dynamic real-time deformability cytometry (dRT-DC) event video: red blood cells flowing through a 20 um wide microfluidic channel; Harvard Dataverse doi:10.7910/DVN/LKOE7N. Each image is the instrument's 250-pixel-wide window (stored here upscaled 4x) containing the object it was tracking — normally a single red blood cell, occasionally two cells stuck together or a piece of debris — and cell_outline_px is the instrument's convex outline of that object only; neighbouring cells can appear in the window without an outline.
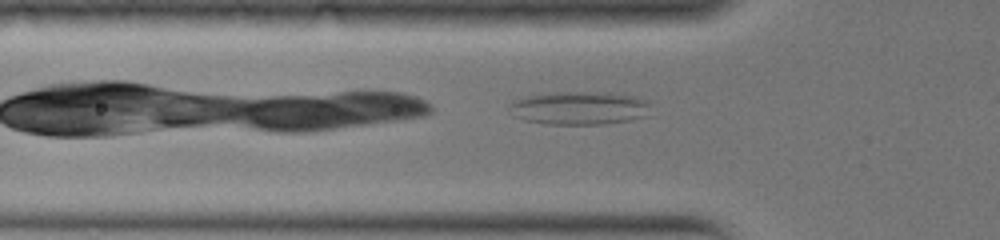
{"species": "common noctule bat (a hibernating species)", "species_latin": "Nyctalus noctula", "temperature_condition": "warm", "stored_images_in_passage": 18, "camera_frame_rate_fps": 3000, "um_per_image_px": 0.085, "animal": {"sex": "female", "body_mass_g": 19.0, "forearm_length_mm": 51.5}, "frame": {"image": 1, "passage_image": 2, "time_ms": 0.333, "image_size_px": [1000, 240], "cell_outline_px": [[648, 104], [644, 116], [632, 120], [604, 124], [548, 124], [524, 120], [512, 116], [508, 104], [512, 100], [544, 92], [608, 92], [636, 96], [648, 100]], "centroid_in_image_um": [49.18, 9.17], "position_along_channel_um": 76.6, "area_um2": 27.63}}
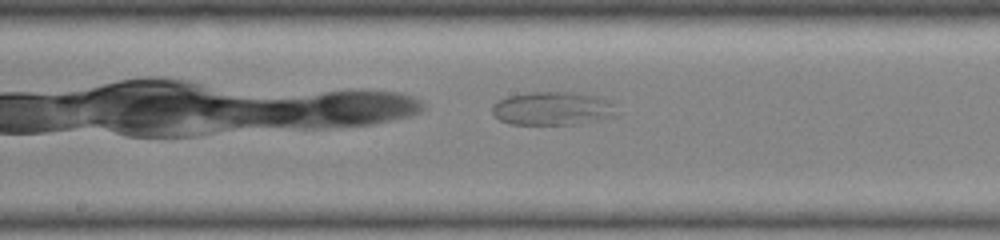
{"frame": {"image": 2, "passage_image": 9, "time_ms": 2.667, "image_size_px": [1000, 240], "cell_outline_px": [[620, 116], [580, 124], [508, 124], [500, 120], [492, 112], [492, 104], [508, 96], [528, 92], [576, 92], [596, 96], [608, 100], [616, 104]], "centroid_in_image_um": [47.06, 9.23], "position_along_channel_um": 201.1, "area_um2": 24.74}}
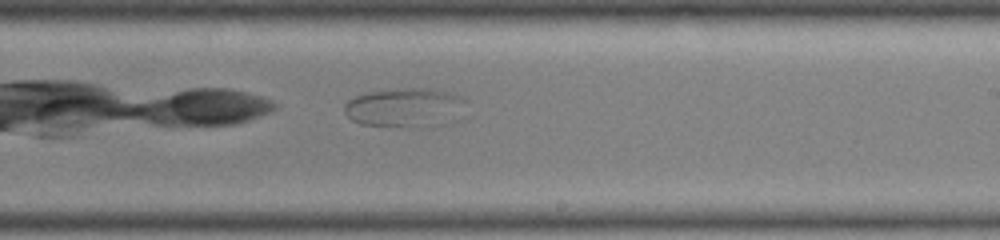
{"frame": {"image": 3, "passage_image": 12, "time_ms": 3.667, "image_size_px": [1000, 240], "cell_outline_px": [[464, 100], [420, 128], [408, 128], [360, 124], [352, 120], [344, 112], [344, 104], [348, 100], [356, 96], [368, 92], [404, 88], [428, 88], [448, 92], [464, 96]], "centroid_in_image_um": [34.05, 9.09], "position_along_channel_um": 254.9, "area_um2": 25.49}}